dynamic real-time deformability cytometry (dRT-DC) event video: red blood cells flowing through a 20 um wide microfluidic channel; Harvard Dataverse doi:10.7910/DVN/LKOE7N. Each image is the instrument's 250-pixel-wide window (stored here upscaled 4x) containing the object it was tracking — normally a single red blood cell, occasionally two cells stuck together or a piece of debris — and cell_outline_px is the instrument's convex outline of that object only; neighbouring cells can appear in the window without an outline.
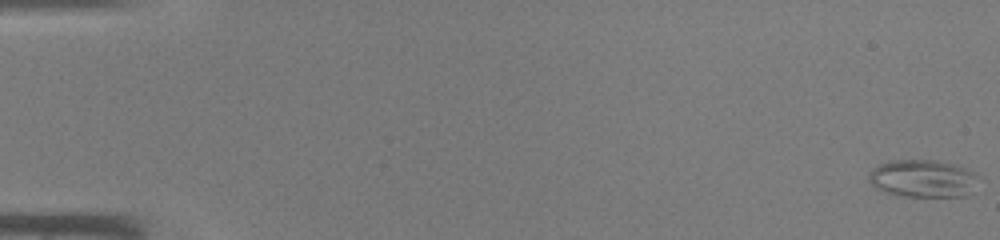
{"species": "common noctule bat (a hibernating species)", "species_latin": "Nyctalus noctula", "temperature_condition": "warm", "stored_images_in_passage": 47, "camera_frame_rate_fps": 3000, "um_per_image_px": 0.085, "animal": {"sex": "male", "body_mass_g": 19.0, "forearm_length_mm": 50.8}, "frame": {"image": 1, "passage_image": 1, "time_ms": 0.0, "image_size_px": [1000, 240], "cell_outline_px": [[972, 176], [968, 196], [896, 196], [884, 192], [876, 188], [868, 180], [868, 172], [872, 168], [880, 164], [892, 160], [936, 160], [952, 164], [964, 168]], "centroid_in_image_um": [78.25, 15.17], "position_along_channel_um": 6.7, "area_um2": 23.29}}
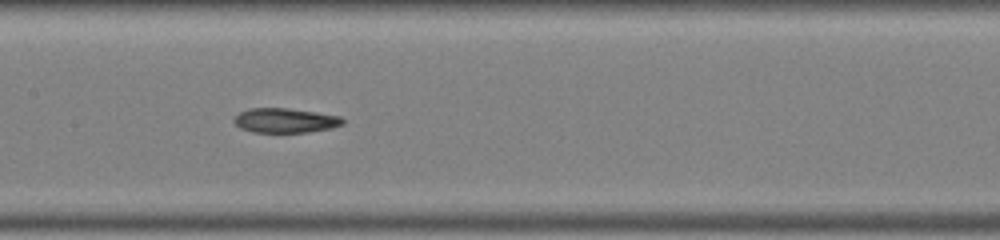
{"frame": {"image": 2, "passage_image": 24, "time_ms": 7.667, "image_size_px": [1000, 240], "cell_outline_px": [[344, 124], [332, 128], [308, 132], [252, 132], [240, 128], [232, 120], [240, 112], [248, 108], [288, 108], [316, 112], [340, 116], [344, 120]], "centroid_in_image_um": [24.24, 10.24], "position_along_channel_um": 183.2, "area_um2": 15.61}}
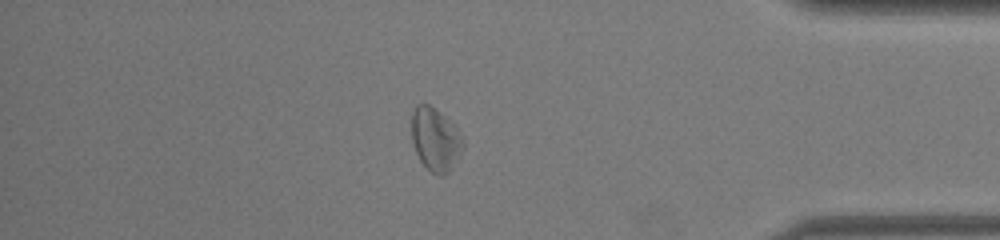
{"frame": {"image": 3, "passage_image": 40, "time_ms": 13.0, "image_size_px": [1000, 240], "cell_outline_px": [[464, 144], [452, 168], [444, 176], [436, 176], [420, 160], [412, 144], [412, 112], [416, 104], [428, 104], [444, 116], [464, 136]], "centroid_in_image_um": [37.0, 11.86], "position_along_channel_um": 398.2, "area_um2": 18.79}}